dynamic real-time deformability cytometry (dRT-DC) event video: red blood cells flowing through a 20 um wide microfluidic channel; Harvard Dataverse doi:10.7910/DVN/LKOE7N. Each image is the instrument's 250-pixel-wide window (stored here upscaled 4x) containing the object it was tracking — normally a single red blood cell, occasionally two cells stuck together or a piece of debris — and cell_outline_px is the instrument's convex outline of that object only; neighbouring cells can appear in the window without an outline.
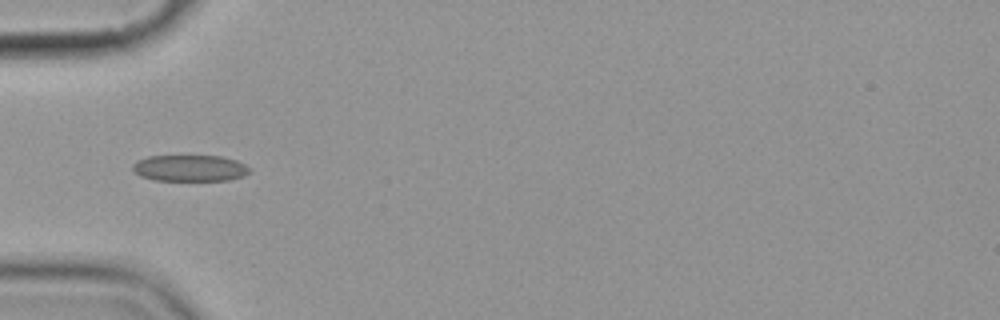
{"species": "common noctule bat (a hibernating species)", "species_latin": "Nyctalus noctula", "temperature_condition": "cold", "stored_images_in_passage": 7, "camera_frame_rate_fps": 3000, "um_per_image_px": 0.085, "animal": {"sex": "female", "body_mass_g": 19.9}, "frame": {"image": 1, "passage_image": 6, "time_ms": 5.667, "image_size_px": [1000, 320], "cell_outline_px": [[248, 172], [244, 176], [228, 180], [152, 180], [140, 176], [132, 168], [132, 164], [136, 160], [148, 156], [220, 156], [236, 160], [244, 164], [248, 168]], "centroid_in_image_um": [16.09, 14.29], "position_along_channel_um": 68.9, "area_um2": 17.86}}
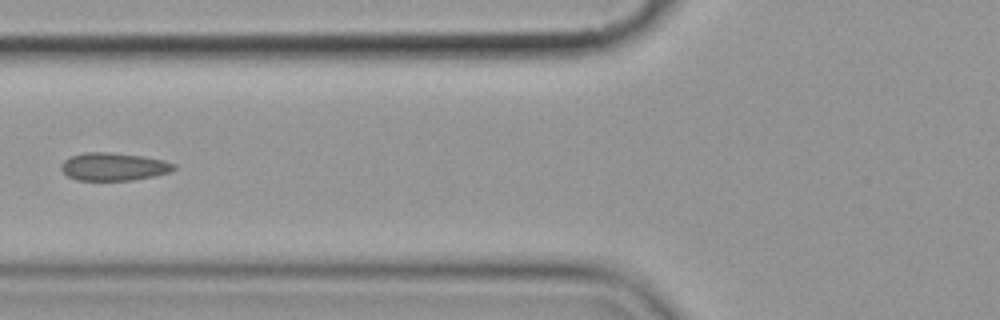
{"frame": {"image": 2, "passage_image": 7, "time_ms": 7.0, "image_size_px": [1000, 320], "cell_outline_px": [[176, 168], [168, 172], [152, 176], [132, 180], [76, 180], [68, 176], [60, 168], [60, 164], [64, 160], [72, 156], [84, 152], [108, 152], [140, 156], [164, 160], [176, 164]], "centroid_in_image_um": [9.63, 14.16], "position_along_channel_um": 116.2, "area_um2": 18.15}}